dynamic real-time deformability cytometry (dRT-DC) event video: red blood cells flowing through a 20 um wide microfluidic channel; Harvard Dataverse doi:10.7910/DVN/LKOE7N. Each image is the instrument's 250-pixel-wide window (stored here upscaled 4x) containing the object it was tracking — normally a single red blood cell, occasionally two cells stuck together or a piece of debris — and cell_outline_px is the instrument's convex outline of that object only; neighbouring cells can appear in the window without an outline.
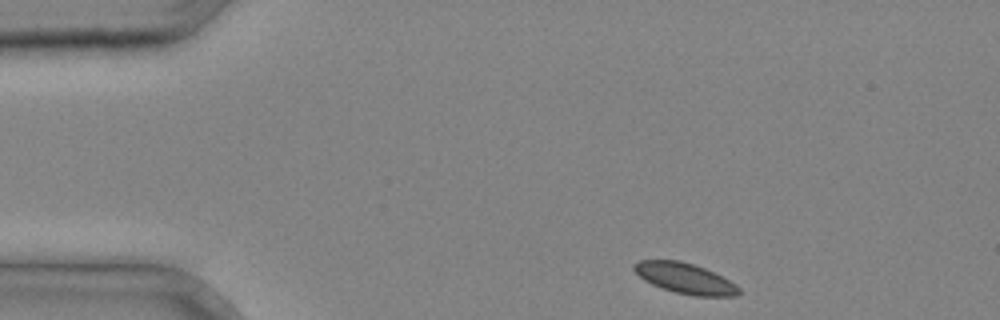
{"species": "common noctule bat (a hibernating species)", "species_latin": "Nyctalus noctula", "temperature_condition": "cold", "stored_images_in_passage": 32, "camera_frame_rate_fps": 3000, "um_per_image_px": 0.085, "animal": {"sex": "male", "body_mass_g": 20.4}, "frame": {"image": 1, "passage_image": 1, "time_ms": 0.0, "image_size_px": [1000, 320], "cell_outline_px": [[740, 296], [692, 296], [660, 288], [644, 280], [632, 268], [632, 264], [640, 260], [680, 260], [704, 268], [736, 284], [740, 288]], "centroid_in_image_um": [58.22, 23.66], "position_along_channel_um": 26.8, "area_um2": 18.61}}
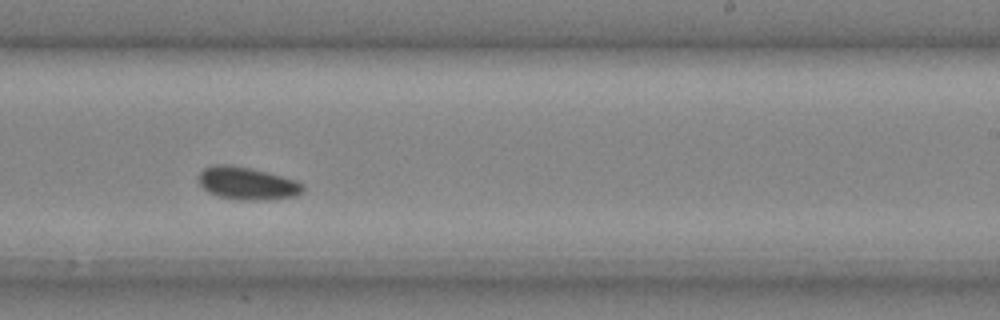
{"frame": {"image": 2, "passage_image": 19, "time_ms": 6.0, "image_size_px": [1000, 320], "cell_outline_px": [[304, 192], [296, 196], [268, 200], [236, 200], [220, 196], [208, 192], [200, 184], [196, 176], [204, 168], [212, 164], [224, 164], [248, 168], [296, 180], [304, 184]], "centroid_in_image_um": [21.0, 15.6], "position_along_channel_um": 268.0, "area_um2": 19.88}}
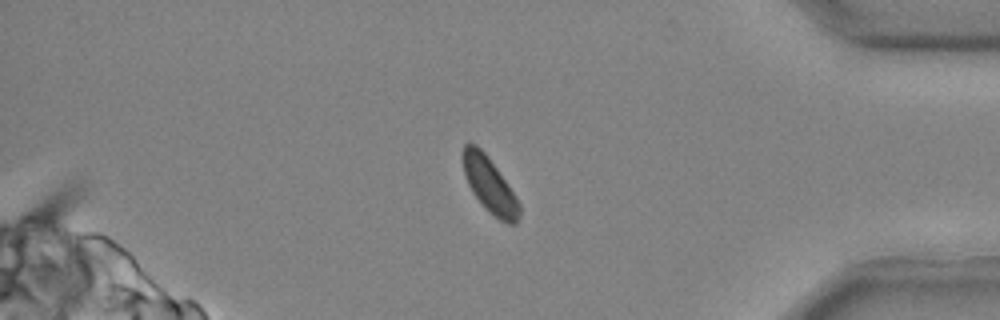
{"frame": {"image": 3, "passage_image": 28, "time_ms": 9.0, "image_size_px": [1000, 320], "cell_outline_px": [[520, 216], [516, 224], [508, 224], [500, 220], [488, 212], [484, 208], [472, 192], [464, 176], [460, 156], [464, 144], [468, 140], [476, 144], [488, 156], [516, 196], [520, 204]], "centroid_in_image_um": [41.57, 15.69], "position_along_channel_um": 393.6, "area_um2": 18.67}}